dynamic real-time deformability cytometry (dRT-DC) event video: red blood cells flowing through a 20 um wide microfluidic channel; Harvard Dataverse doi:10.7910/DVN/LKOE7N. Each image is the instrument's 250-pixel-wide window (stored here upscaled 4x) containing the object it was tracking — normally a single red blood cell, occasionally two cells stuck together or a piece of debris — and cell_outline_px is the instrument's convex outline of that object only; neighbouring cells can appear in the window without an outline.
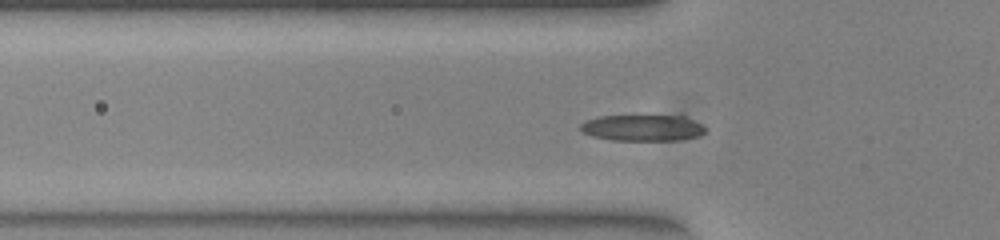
{"species": "common noctule bat (a hibernating species)", "species_latin": "Nyctalus noctula", "temperature_condition": "warm", "stored_images_in_passage": 46, "camera_frame_rate_fps": 3000, "um_per_image_px": 0.085, "animal": {"sex": "female", "body_mass_g": 23.0, "forearm_length_mm": 53.4}, "frame": {"image": 1, "passage_image": 10, "time_ms": 3.0, "image_size_px": [1000, 240], "cell_outline_px": [[704, 132], [696, 136], [680, 140], [612, 140], [592, 136], [584, 132], [580, 128], [580, 124], [584, 120], [600, 116], [680, 112], [700, 124], [704, 128]], "centroid_in_image_um": [54.65, 10.79], "position_along_channel_um": 71.2, "area_um2": 20.17}}
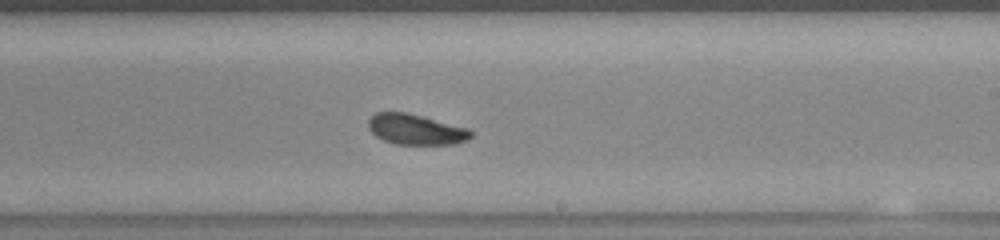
{"frame": {"image": 2, "passage_image": 24, "time_ms": 7.667, "image_size_px": [1000, 240], "cell_outline_px": [[472, 136], [468, 140], [452, 144], [396, 144], [384, 140], [376, 136], [368, 128], [368, 120], [376, 112], [404, 112], [468, 128], [472, 132]], "centroid_in_image_um": [35.33, 11.01], "position_along_channel_um": 253.7, "area_um2": 17.98}}
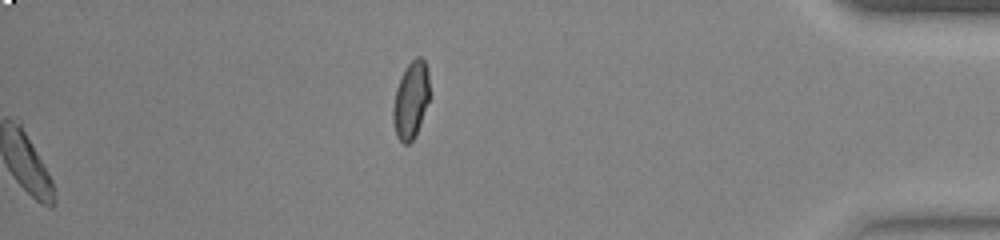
{"frame": {"image": 3, "passage_image": 46, "time_ms": 15.0, "image_size_px": [1000, 240], "cell_outline_px": [[432, 96], [420, 124], [412, 140], [408, 144], [404, 144], [396, 136], [392, 120], [392, 108], [396, 88], [408, 64], [416, 56], [420, 56], [424, 60], [428, 72]], "centroid_in_image_um": [34.95, 8.5], "position_along_channel_um": 400.2, "area_um2": 16.7}, "authors_computed_cell_mechanics": {"area_um2": 18.785, "velocity_mm_per_s": 3.9045, "shape_relaxation_time_tau1_ms": 2.2791, "shape_relaxation_time_tau2_ms": 3.5461, "deformation_change_tau1": 0.0996, "deformation_change_tau2": 0.0738}}